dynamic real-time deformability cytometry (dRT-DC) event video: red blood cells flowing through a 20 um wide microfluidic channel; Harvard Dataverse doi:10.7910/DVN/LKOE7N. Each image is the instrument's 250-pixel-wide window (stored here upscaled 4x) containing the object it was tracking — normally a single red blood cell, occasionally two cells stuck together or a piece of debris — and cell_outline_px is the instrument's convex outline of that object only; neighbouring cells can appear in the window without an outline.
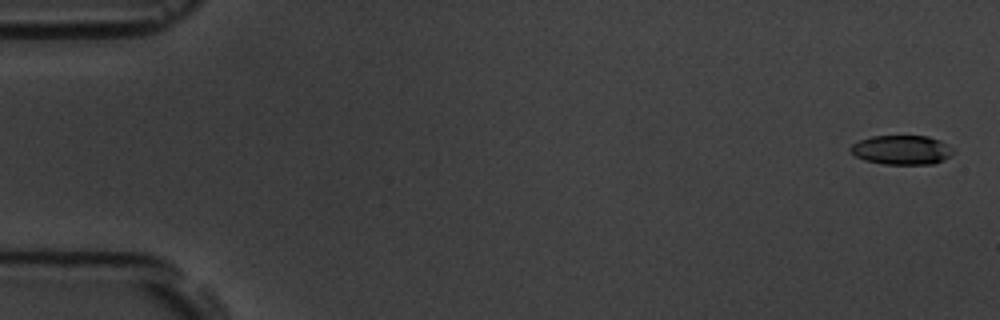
{"species": "common noctule bat (a hibernating species)", "species_latin": "Nyctalus noctula", "temperature_condition": "room temperature", "stored_images_in_passage": 3, "camera_frame_rate_fps": 3000, "um_per_image_px": 0.085, "animal": {"sex": "male", "body_mass_g": 19.5, "forearm_length_mm": 54.6}, "frame": {"image": 1, "passage_image": 1, "time_ms": 0.0, "image_size_px": [1000, 320], "cell_outline_px": [[956, 152], [952, 156], [944, 160], [932, 164], [884, 164], [864, 160], [856, 156], [848, 148], [852, 144], [860, 140], [872, 136], [928, 136], [940, 140], [952, 148]], "centroid_in_image_um": [76.67, 12.74], "position_along_channel_um": 8.3, "area_um2": 17.63}}